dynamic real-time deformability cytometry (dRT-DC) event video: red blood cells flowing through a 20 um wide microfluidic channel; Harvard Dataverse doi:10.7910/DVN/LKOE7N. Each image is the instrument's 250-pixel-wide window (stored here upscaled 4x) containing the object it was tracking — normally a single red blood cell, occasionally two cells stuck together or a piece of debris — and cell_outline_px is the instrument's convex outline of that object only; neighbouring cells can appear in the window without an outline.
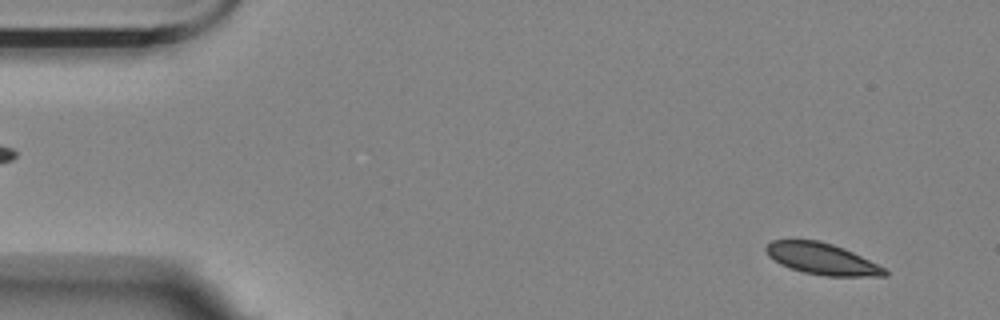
{"species": "Egyptian fruit bat (a non-hibernating species)", "species_latin": "Rousettus aegyptiacus", "temperature_condition": "room temperature", "stored_images_in_passage": 7, "camera_frame_rate_fps": 3000, "um_per_image_px": 0.085, "animal": {"sex": "female"}, "frame": {"image": 1, "passage_image": 5, "time_ms": 1.333, "image_size_px": [1000, 320], "cell_outline_px": [[888, 276], [824, 276], [804, 272], [780, 264], [768, 256], [764, 248], [772, 240], [820, 240], [844, 248], [884, 268], [888, 272]], "centroid_in_image_um": [69.84, 22.0], "position_along_channel_um": 15.2, "area_um2": 21.5}}